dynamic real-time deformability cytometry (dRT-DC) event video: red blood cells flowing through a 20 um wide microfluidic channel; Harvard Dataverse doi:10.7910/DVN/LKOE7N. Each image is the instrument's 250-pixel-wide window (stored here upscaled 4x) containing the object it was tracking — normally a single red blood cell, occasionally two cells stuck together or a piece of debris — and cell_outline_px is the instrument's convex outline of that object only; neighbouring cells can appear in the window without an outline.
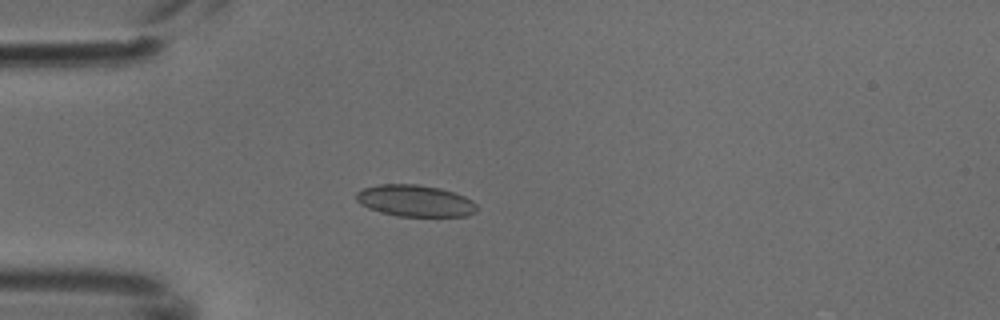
{"species": "common noctule bat (a hibernating species)", "species_latin": "Nyctalus noctula", "temperature_condition": "cold", "stored_images_in_passage": 4, "camera_frame_rate_fps": 3000, "um_per_image_px": 0.085, "animal": {"sex": "male", "body_mass_g": 18.8}, "frame": {"image": 1, "passage_image": 4, "time_ms": 1.0, "image_size_px": [1000, 320], "cell_outline_px": [[476, 212], [464, 216], [396, 216], [380, 212], [368, 208], [360, 204], [356, 200], [356, 192], [364, 188], [380, 184], [416, 184], [440, 188], [464, 196], [472, 200], [476, 204]], "centroid_in_image_um": [35.26, 17.07], "position_along_channel_um": 49.7, "area_um2": 22.2}}